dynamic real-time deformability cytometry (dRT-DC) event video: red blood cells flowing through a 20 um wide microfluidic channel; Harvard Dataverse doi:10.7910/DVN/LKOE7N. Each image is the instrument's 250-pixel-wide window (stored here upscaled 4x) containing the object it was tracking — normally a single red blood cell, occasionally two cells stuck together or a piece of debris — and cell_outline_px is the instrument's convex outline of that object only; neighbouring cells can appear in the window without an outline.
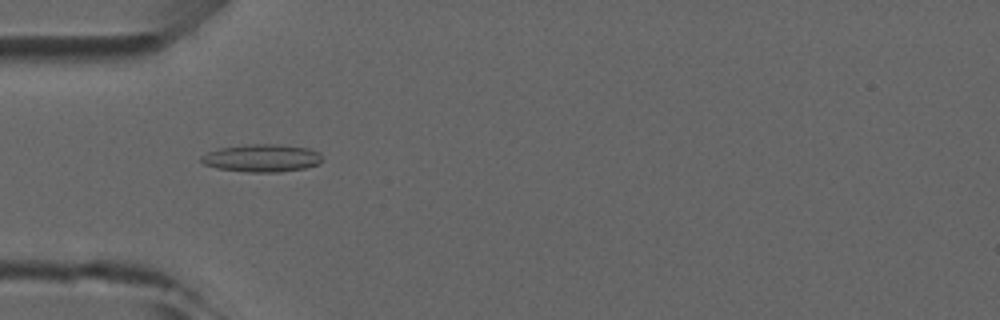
{"species": "common noctule bat (a hibernating species)", "species_latin": "Nyctalus noctula", "temperature_condition": "room temperature", "stored_images_in_passage": 7, "camera_frame_rate_fps": 3000, "um_per_image_px": 0.085, "animal": {"sex": "male", "forearm_length_mm": 52.5}, "frame": {"image": 1, "passage_image": 4, "time_ms": 4.333, "image_size_px": [1000, 320], "cell_outline_px": [[324, 160], [320, 164], [304, 168], [280, 172], [248, 172], [216, 168], [204, 164], [200, 160], [200, 156], [208, 152], [220, 148], [248, 144], [276, 144], [308, 148], [320, 152]], "centroid_in_image_um": [22.29, 13.44], "position_along_channel_um": 62.7, "area_um2": 19.65}}
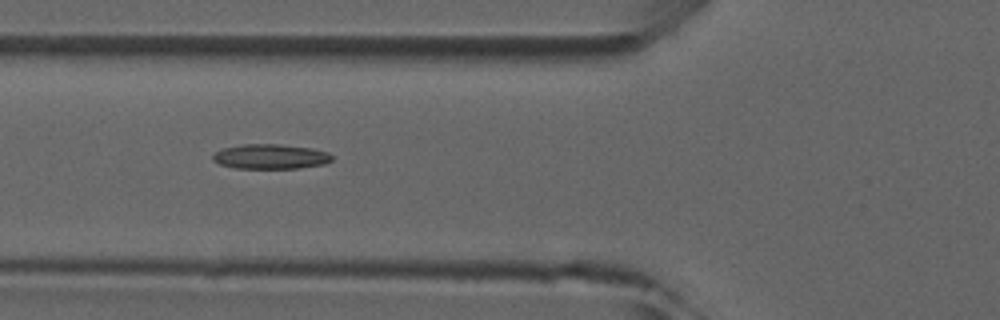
{"frame": {"image": 2, "passage_image": 5, "time_ms": 5.333, "image_size_px": [1000, 320], "cell_outline_px": [[332, 160], [324, 164], [300, 168], [236, 168], [220, 164], [212, 160], [212, 152], [224, 148], [240, 144], [276, 144], [312, 148], [328, 152], [332, 156]], "centroid_in_image_um": [22.97, 13.3], "position_along_channel_um": 102.8, "area_um2": 17.28}}
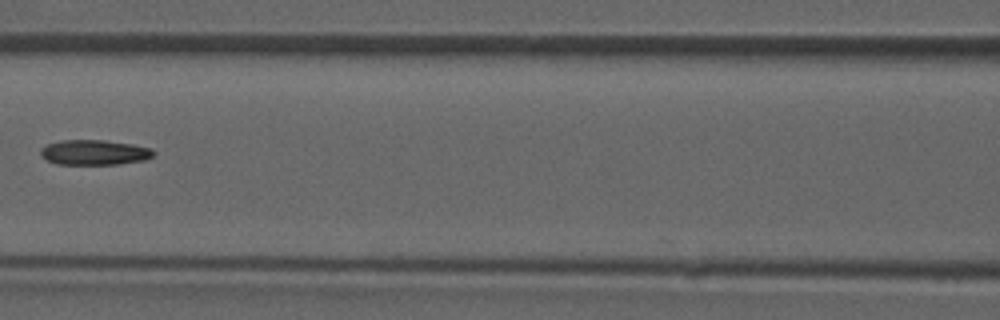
{"frame": {"image": 3, "passage_image": 6, "time_ms": 6.667, "image_size_px": [1000, 320], "cell_outline_px": [[156, 152], [152, 156], [144, 160], [120, 164], [56, 164], [40, 156], [40, 148], [48, 144], [60, 140], [104, 140], [132, 144], [152, 148]], "centroid_in_image_um": [8.02, 12.95], "position_along_channel_um": 158.6, "area_um2": 16.59}}